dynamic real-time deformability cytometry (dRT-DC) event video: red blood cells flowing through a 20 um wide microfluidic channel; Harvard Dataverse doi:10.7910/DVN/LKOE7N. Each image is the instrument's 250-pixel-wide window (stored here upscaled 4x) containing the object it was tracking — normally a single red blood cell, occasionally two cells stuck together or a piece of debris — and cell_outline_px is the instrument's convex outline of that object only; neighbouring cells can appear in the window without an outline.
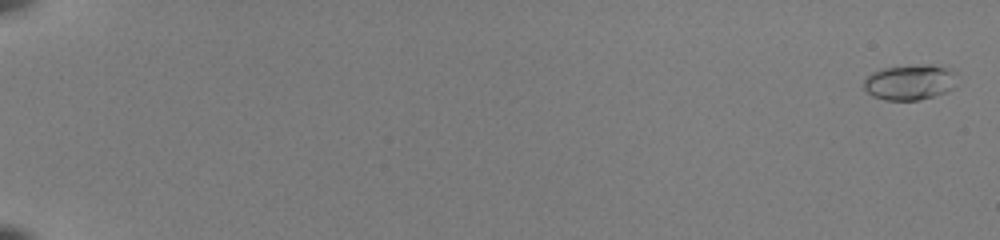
{"species": "common noctule bat (a hibernating species)", "species_latin": "Nyctalus noctula", "temperature_condition": "room temperature", "stored_images_in_passage": 55, "camera_frame_rate_fps": 3000, "um_per_image_px": 0.085, "animal": {"sex": "female", "body_mass_g": 22.0, "forearm_length_mm": 56.7}, "frame": {"image": 1, "passage_image": 2, "time_ms": 0.333, "image_size_px": [1000, 240], "cell_outline_px": [[952, 88], [944, 92], [932, 96], [916, 100], [888, 100], [872, 96], [864, 88], [864, 80], [872, 72], [884, 68], [916, 64], [928, 64], [944, 68], [948, 72]], "centroid_in_image_um": [77.18, 6.99], "position_along_channel_um": 7.8, "area_um2": 18.32}}
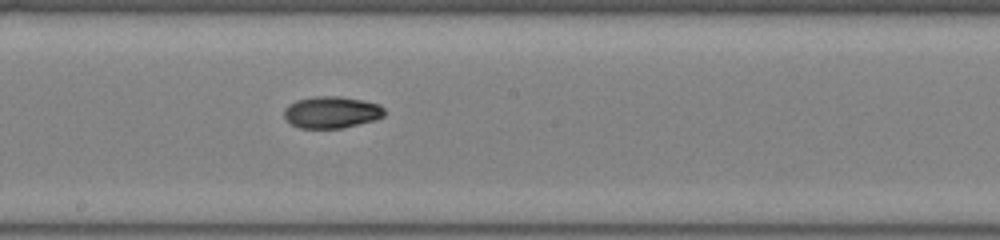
{"frame": {"image": 2, "passage_image": 34, "time_ms": 11.0, "image_size_px": [1000, 240], "cell_outline_px": [[384, 116], [372, 120], [340, 128], [300, 128], [292, 124], [284, 116], [284, 108], [288, 104], [296, 100], [312, 96], [340, 96], [364, 100], [380, 104], [384, 108]], "centroid_in_image_um": [28.16, 9.52], "position_along_channel_um": 220.0, "area_um2": 18.55}}
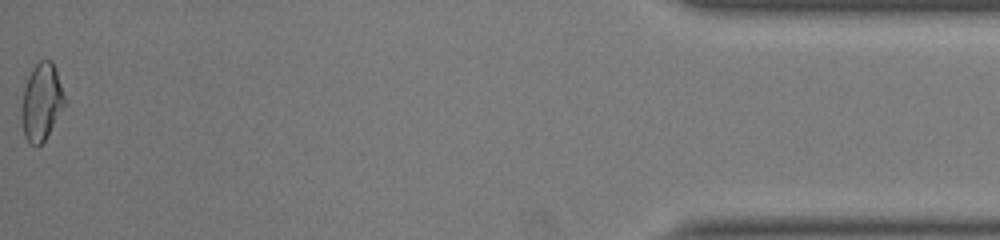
{"frame": {"image": 3, "passage_image": 55, "time_ms": 18.0, "image_size_px": [1000, 240], "cell_outline_px": [[64, 104], [44, 140], [40, 144], [28, 144], [24, 136], [20, 116], [20, 112], [24, 88], [28, 76], [32, 68], [40, 60], [52, 60], [56, 68], [64, 96]], "centroid_in_image_um": [3.48, 8.64], "position_along_channel_um": 431.7, "area_um2": 19.07}, "authors_computed_cell_mechanics": {"area_um2": 17.9758, "velocity_mm_per_s": 4.0346, "shape_relaxation_time_tau1_ms": 7.047, "shape_relaxation_time_tau2_ms": 2.1349, "deformation_change_tau1": 0.1883, "deformation_change_tau2": 0.0577}}